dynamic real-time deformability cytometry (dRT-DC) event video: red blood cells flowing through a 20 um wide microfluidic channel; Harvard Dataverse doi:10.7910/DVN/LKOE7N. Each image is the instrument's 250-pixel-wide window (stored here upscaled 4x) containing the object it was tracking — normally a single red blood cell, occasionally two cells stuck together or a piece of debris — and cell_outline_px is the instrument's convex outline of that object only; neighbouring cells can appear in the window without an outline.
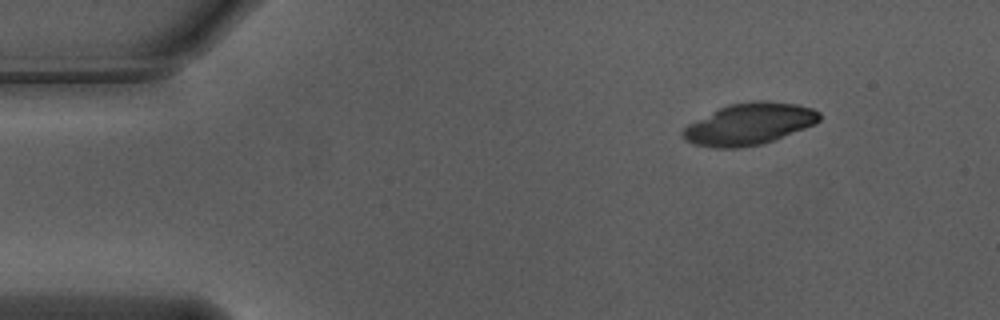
{"species": "Egyptian fruit bat (a non-hibernating species)", "species_latin": "Rousettus aegyptiacus", "temperature_condition": "warm", "stored_images_in_passage": 49, "camera_frame_rate_fps": 3000, "um_per_image_px": 0.085, "animal": {"sex": "male"}, "frame": {"image": 1, "passage_image": 1, "time_ms": 0.0, "image_size_px": [1000, 320], "cell_outline_px": [[820, 120], [816, 124], [772, 140], [760, 144], [736, 148], [716, 148], [692, 144], [684, 140], [680, 136], [680, 132], [688, 124], [728, 104], [752, 100], [764, 100], [796, 104], [812, 108], [820, 112]], "centroid_in_image_um": [63.66, 10.54], "position_along_channel_um": 21.3, "area_um2": 33.12}}